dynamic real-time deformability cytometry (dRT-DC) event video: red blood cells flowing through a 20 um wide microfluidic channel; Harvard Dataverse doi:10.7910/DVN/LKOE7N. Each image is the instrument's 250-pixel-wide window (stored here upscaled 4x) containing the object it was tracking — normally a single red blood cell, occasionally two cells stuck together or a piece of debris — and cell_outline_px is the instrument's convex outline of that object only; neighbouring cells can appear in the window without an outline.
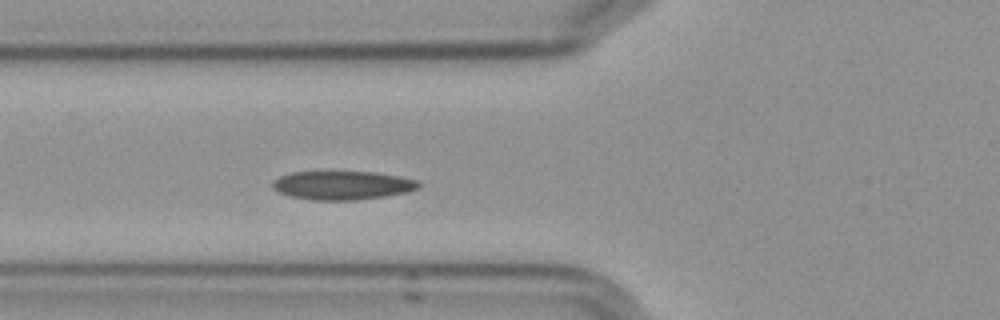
{"species": "Egyptian fruit bat (a non-hibernating species)", "species_latin": "Rousettus aegyptiacus", "temperature_condition": "cold", "stored_images_in_passage": 4, "camera_frame_rate_fps": 3000, "um_per_image_px": 0.085, "frame": {"image": 1, "passage_image": 4, "time_ms": 4.333, "image_size_px": [1000, 320], "cell_outline_px": [[420, 188], [408, 192], [384, 196], [356, 200], [312, 200], [288, 196], [272, 188], [272, 184], [280, 176], [292, 172], [372, 172], [400, 176], [420, 180]], "centroid_in_image_um": [29.15, 15.75], "position_along_channel_um": 96.7, "area_um2": 24.45}}